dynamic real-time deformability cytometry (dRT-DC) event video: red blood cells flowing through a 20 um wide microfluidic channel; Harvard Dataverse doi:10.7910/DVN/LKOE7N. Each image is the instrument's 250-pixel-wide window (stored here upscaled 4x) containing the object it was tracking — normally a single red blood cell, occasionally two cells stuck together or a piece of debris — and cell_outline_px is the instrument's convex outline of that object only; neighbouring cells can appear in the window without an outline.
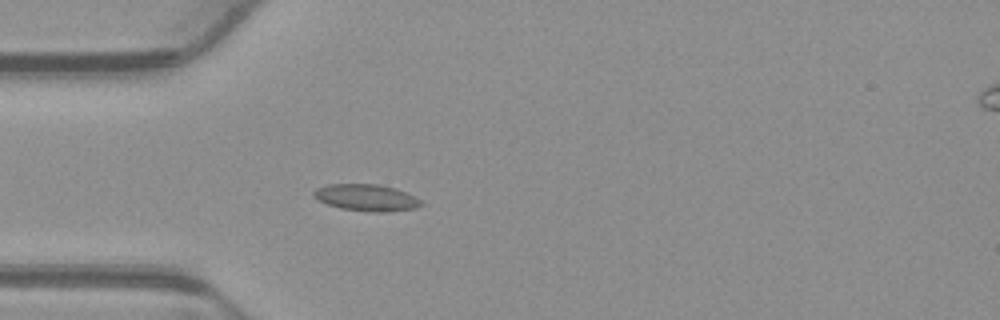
{"species": "common noctule bat (a hibernating species)", "species_latin": "Nyctalus noctula", "temperature_condition": "warm", "stored_images_in_passage": 29, "camera_frame_rate_fps": 3000, "um_per_image_px": 0.085, "animal": {"sex": "male", "body_mass_g": 23.1, "forearm_length_mm": 52.7}, "frame": {"image": 1, "passage_image": 2, "time_ms": 0.333, "image_size_px": [1000, 320], "cell_outline_px": [[424, 204], [416, 208], [388, 212], [372, 212], [340, 208], [328, 204], [312, 196], [312, 192], [316, 188], [328, 184], [376, 184], [396, 188], [420, 200]], "centroid_in_image_um": [31.13, 16.8], "position_along_channel_um": 53.9, "area_um2": 16.65}}
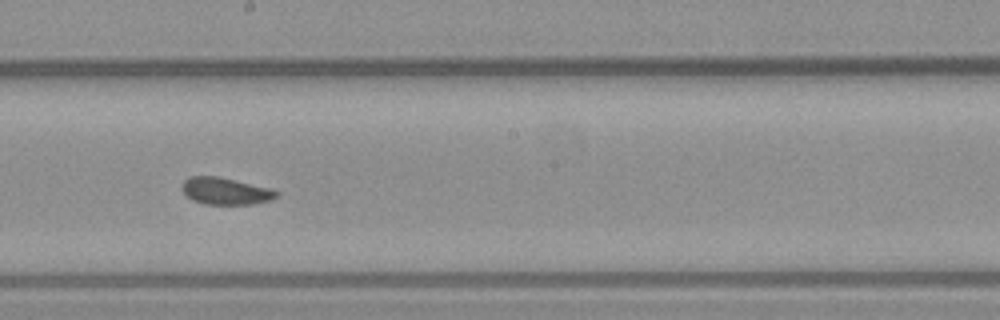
{"frame": {"image": 2, "passage_image": 16, "time_ms": 5.0, "image_size_px": [1000, 320], "cell_outline_px": [[280, 192], [272, 200], [252, 204], [204, 204], [192, 200], [180, 188], [180, 184], [188, 176], [220, 176], [268, 188]], "centroid_in_image_um": [19.12, 16.23], "position_along_channel_um": 229.1, "area_um2": 14.91}}
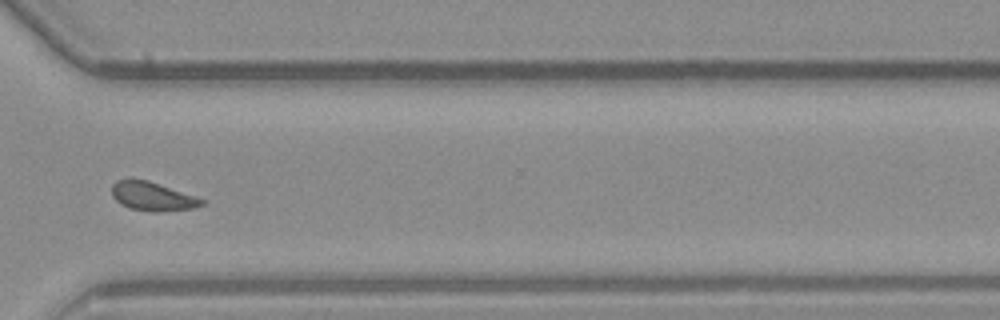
{"frame": {"image": 3, "passage_image": 26, "time_ms": 8.333, "image_size_px": [1000, 320], "cell_outline_px": [[208, 200], [204, 204], [192, 208], [156, 212], [148, 212], [128, 208], [120, 204], [112, 196], [112, 184], [116, 180], [128, 176], [132, 176], [148, 180]], "centroid_in_image_um": [12.91, 16.66], "position_along_channel_um": 357.7, "area_um2": 15.66}, "authors_computed_cell_mechanics": {"area_um2": 15.1436, "velocity_mm_per_s": 3.8636, "shape_relaxation_time_tau1_ms": null, "shape_relaxation_time_tau2_ms": 9.7502, "deformation_change_tau1": null, "deformation_change_tau2": 0.112}}